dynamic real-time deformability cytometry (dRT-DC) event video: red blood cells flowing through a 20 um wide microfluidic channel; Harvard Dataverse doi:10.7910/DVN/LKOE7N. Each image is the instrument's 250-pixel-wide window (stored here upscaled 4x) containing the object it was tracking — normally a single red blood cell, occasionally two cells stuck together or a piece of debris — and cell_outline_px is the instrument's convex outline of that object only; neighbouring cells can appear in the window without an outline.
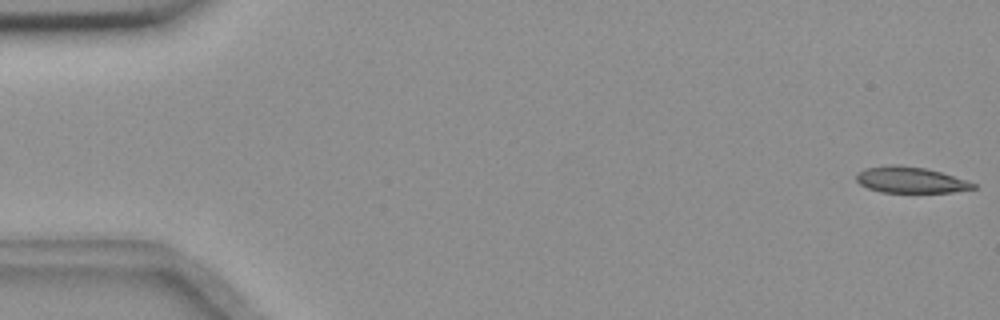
{"species": "common noctule bat (a hibernating species)", "species_latin": "Nyctalus noctula", "temperature_condition": "room temperature", "stored_images_in_passage": 56, "camera_frame_rate_fps": 3000, "um_per_image_px": 0.085, "animal": {"sex": "female", "body_mass_g": 18.4}, "frame": {"image": 1, "passage_image": 1, "time_ms": 0.0, "image_size_px": [1000, 320], "cell_outline_px": [[976, 188], [952, 192], [880, 192], [868, 188], [860, 184], [856, 180], [856, 172], [864, 168], [892, 164], [900, 164], [924, 168], [940, 172], [968, 180], [976, 184]], "centroid_in_image_um": [77.36, 15.28], "position_along_channel_um": 7.6, "area_um2": 17.86}}
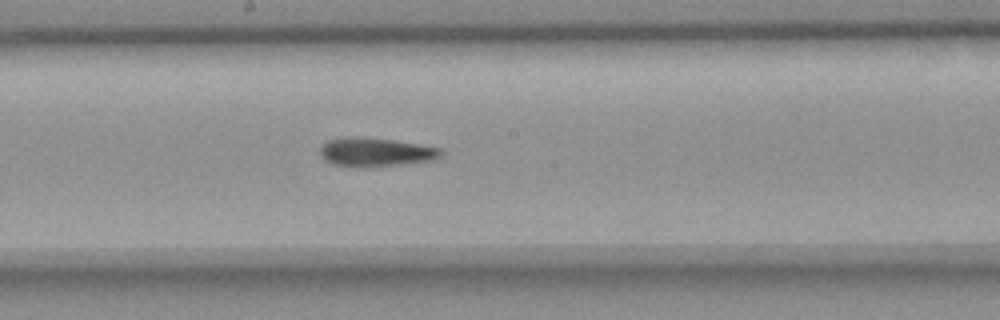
{"frame": {"image": 2, "passage_image": 30, "time_ms": 9.667, "image_size_px": [1000, 320], "cell_outline_px": [[444, 152], [440, 156], [432, 160], [400, 164], [332, 164], [324, 160], [320, 156], [320, 148], [328, 140], [348, 136], [356, 136], [396, 140], [440, 148]], "centroid_in_image_um": [31.93, 12.87], "position_along_channel_um": 216.3, "area_um2": 19.42}}
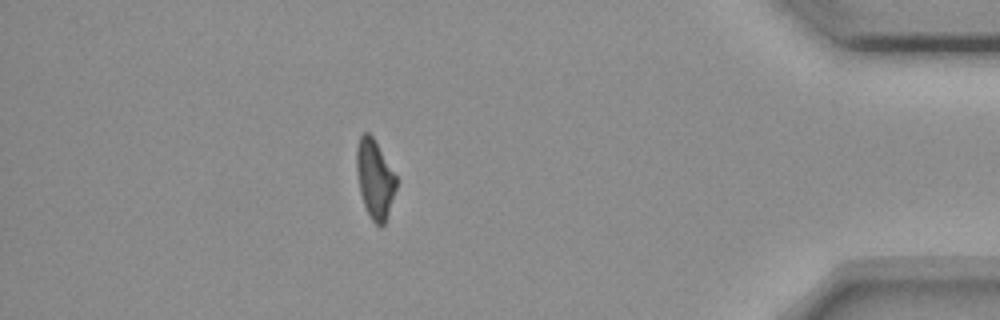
{"frame": {"image": 3, "passage_image": 49, "time_ms": 16.0, "image_size_px": [1000, 320], "cell_outline_px": [[396, 188], [384, 224], [380, 228], [372, 220], [364, 204], [360, 192], [356, 172], [356, 148], [360, 136], [364, 132], [368, 132], [372, 136], [396, 176]], "centroid_in_image_um": [31.84, 15.2], "position_along_channel_um": 403.4, "area_um2": 17.86}}